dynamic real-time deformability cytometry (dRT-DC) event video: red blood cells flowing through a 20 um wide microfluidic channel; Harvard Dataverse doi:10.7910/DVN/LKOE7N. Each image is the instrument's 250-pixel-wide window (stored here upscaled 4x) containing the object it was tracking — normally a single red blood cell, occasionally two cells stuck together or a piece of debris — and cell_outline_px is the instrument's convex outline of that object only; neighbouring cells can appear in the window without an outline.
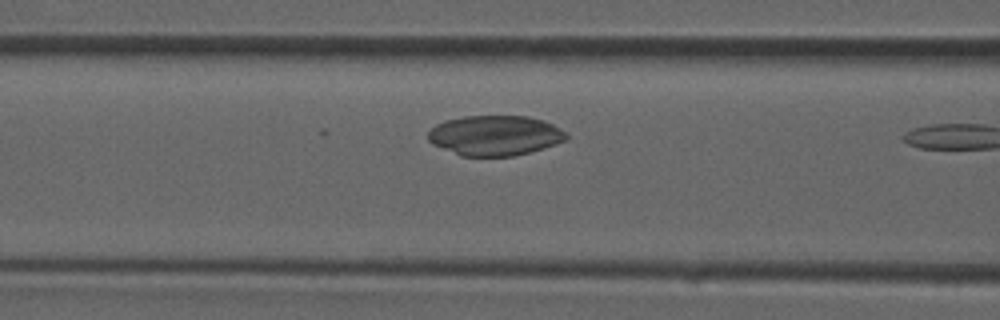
{"species": "common noctule bat (a hibernating species)", "species_latin": "Nyctalus noctula", "temperature_condition": "room temperature", "stored_images_in_passage": 7, "camera_frame_rate_fps": 3000, "um_per_image_px": 0.085, "animal": {"sex": "male", "forearm_length_mm": 52.5}, "frame": {"image": 1, "passage_image": 6, "time_ms": 1.667, "image_size_px": [1000, 320], "cell_outline_px": [[568, 136], [564, 140], [556, 144], [528, 152], [512, 156], [460, 156], [432, 144], [428, 140], [428, 132], [436, 124], [444, 120], [464, 116], [528, 116], [544, 120], [552, 124], [564, 132]], "centroid_in_image_um": [42.03, 11.51], "position_along_channel_um": 124.6, "area_um2": 32.19}}